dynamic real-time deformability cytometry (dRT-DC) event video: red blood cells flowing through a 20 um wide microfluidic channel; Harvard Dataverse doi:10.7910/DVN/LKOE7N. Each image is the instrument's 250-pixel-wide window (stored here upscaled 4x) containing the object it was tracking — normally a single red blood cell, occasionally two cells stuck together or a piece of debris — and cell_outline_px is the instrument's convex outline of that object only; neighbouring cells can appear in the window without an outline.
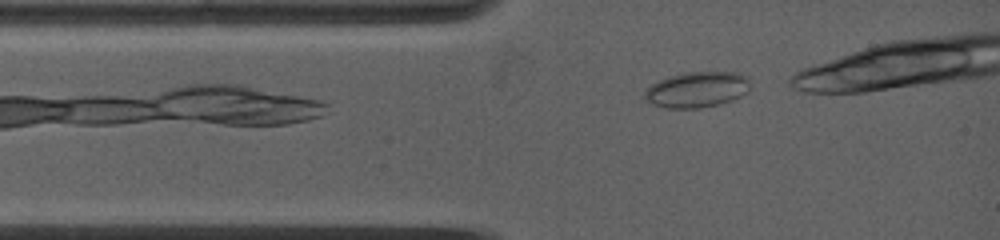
{"species": "common noctule bat (a hibernating species)", "species_latin": "Nyctalus noctula", "temperature_condition": "warm", "stored_images_in_passage": 13, "camera_frame_rate_fps": 5000, "um_per_image_px": 0.085, "animal": {"sex": "female", "body_mass_g": 19.0, "forearm_length_mm": 53.3}, "frame": {"image": 1, "passage_image": 2, "time_ms": 0.2, "image_size_px": [1000, 240], "cell_outline_px": [[748, 92], [732, 100], [720, 104], [700, 108], [664, 108], [652, 104], [644, 100], [644, 92], [652, 84], [668, 76], [688, 72], [736, 72], [748, 76]], "centroid_in_image_um": [59.23, 7.62], "position_along_channel_um": 25.8, "area_um2": 22.02}}
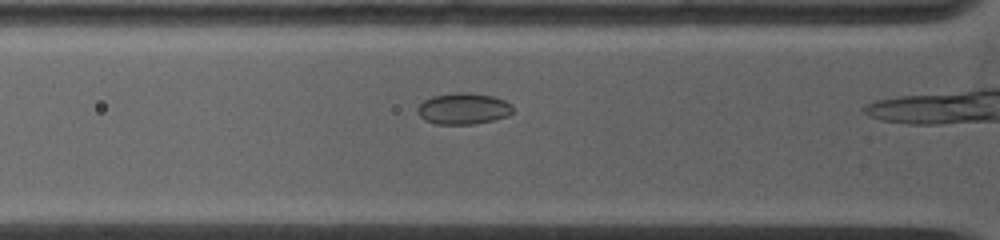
{"frame": {"image": 2, "passage_image": 11, "time_ms": 2.0, "image_size_px": [1000, 240], "cell_outline_px": [[512, 112], [508, 116], [476, 124], [436, 124], [424, 120], [416, 112], [416, 108], [424, 100], [432, 96], [456, 92], [468, 92], [492, 96], [504, 100], [512, 104]], "centroid_in_image_um": [39.36, 9.23], "position_along_channel_um": 86.4, "area_um2": 17.51}}